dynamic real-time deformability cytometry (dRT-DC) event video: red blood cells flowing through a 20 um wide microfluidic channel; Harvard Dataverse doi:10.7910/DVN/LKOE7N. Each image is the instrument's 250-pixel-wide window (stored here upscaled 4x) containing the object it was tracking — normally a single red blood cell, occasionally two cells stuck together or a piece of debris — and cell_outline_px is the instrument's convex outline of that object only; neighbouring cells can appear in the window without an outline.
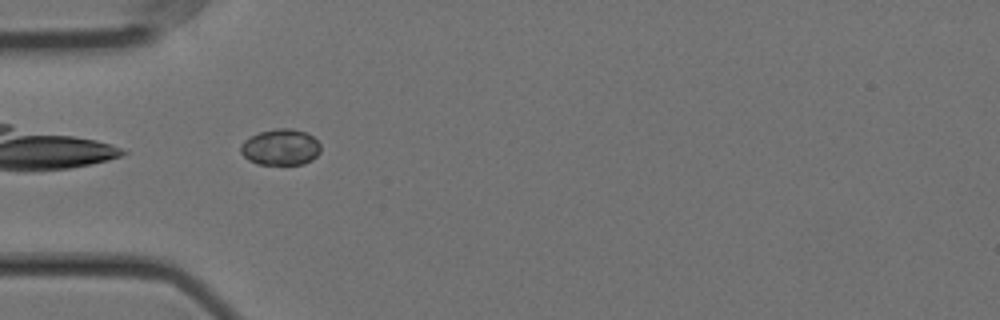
{"species": "Egyptian fruit bat (a non-hibernating species)", "species_latin": "Rousettus aegyptiacus", "temperature_condition": "cold", "stored_images_in_passage": 41, "camera_frame_rate_fps": 3000, "um_per_image_px": 0.085, "animal": {"sex": "female"}, "frame": {"image": 1, "passage_image": 2, "time_ms": 0.333, "image_size_px": [1000, 320], "cell_outline_px": [[320, 152], [312, 160], [304, 164], [256, 164], [248, 160], [240, 152], [240, 144], [244, 140], [260, 132], [276, 128], [292, 128], [308, 132], [320, 144]], "centroid_in_image_um": [23.85, 12.51], "position_along_channel_um": 61.1, "area_um2": 16.99}}
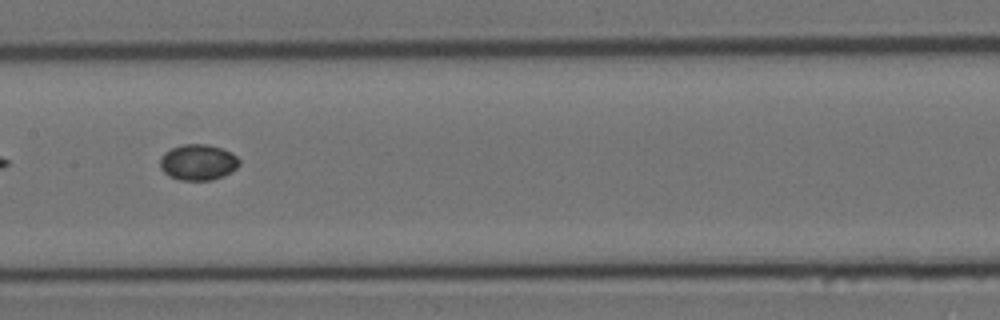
{"frame": {"image": 2, "passage_image": 13, "time_ms": 4.0, "image_size_px": [1000, 320], "cell_outline_px": [[240, 164], [232, 172], [224, 176], [212, 180], [180, 180], [168, 176], [160, 168], [160, 156], [164, 152], [172, 148], [184, 144], [208, 144], [232, 152], [240, 160]], "centroid_in_image_um": [16.84, 13.8], "position_along_channel_um": 190.6, "area_um2": 16.76}}
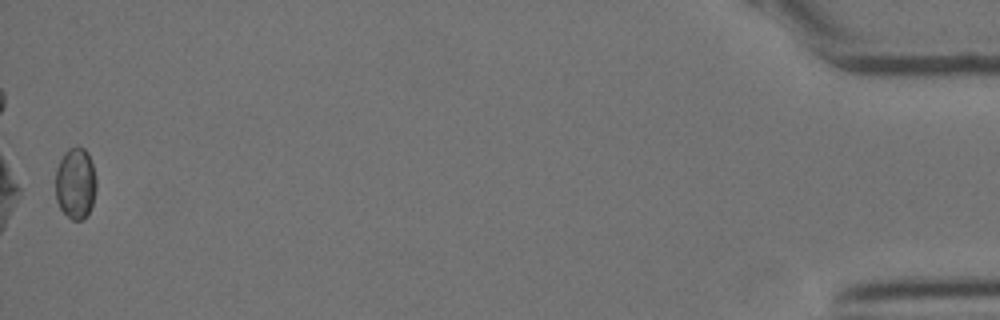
{"frame": {"image": 3, "passage_image": 41, "time_ms": 13.333, "image_size_px": [1000, 320], "cell_outline_px": [[96, 188], [92, 204], [88, 216], [84, 220], [72, 220], [60, 208], [56, 200], [56, 168], [64, 152], [68, 148], [76, 144], [84, 148], [88, 152], [96, 176]], "centroid_in_image_um": [6.43, 15.56], "position_along_channel_um": 428.8, "area_um2": 17.28}}